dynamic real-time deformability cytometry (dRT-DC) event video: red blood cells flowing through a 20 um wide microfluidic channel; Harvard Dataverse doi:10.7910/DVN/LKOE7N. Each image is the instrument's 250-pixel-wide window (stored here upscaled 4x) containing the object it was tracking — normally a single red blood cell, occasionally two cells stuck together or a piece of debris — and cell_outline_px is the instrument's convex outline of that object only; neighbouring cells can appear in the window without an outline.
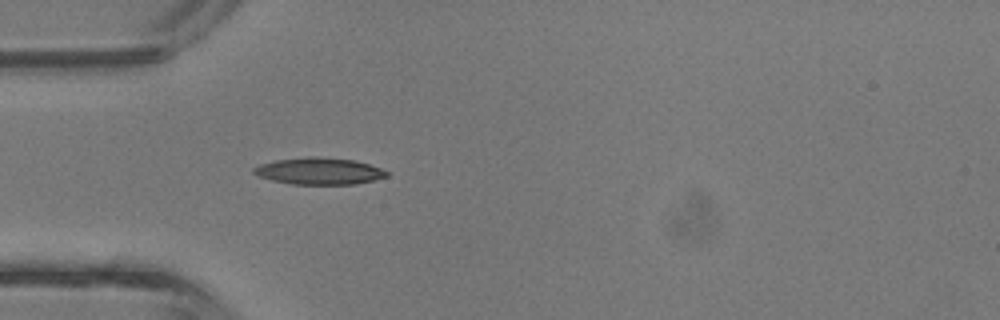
{"species": "common noctule bat (a hibernating species)", "species_latin": "Nyctalus noctula", "temperature_condition": "room temperature", "stored_images_in_passage": 31, "camera_frame_rate_fps": 3000, "um_per_image_px": 0.085, "animal": {"sex": "male", "body_mass_g": 13.3}, "frame": {"image": 1, "passage_image": 1, "time_ms": 0.0, "image_size_px": [1000, 320], "cell_outline_px": [[388, 176], [356, 184], [292, 184], [272, 180], [260, 176], [252, 172], [252, 168], [260, 164], [276, 160], [308, 156], [316, 156], [356, 160], [380, 168], [388, 172]], "centroid_in_image_um": [27.12, 14.53], "position_along_channel_um": 57.9, "area_um2": 20.69}}
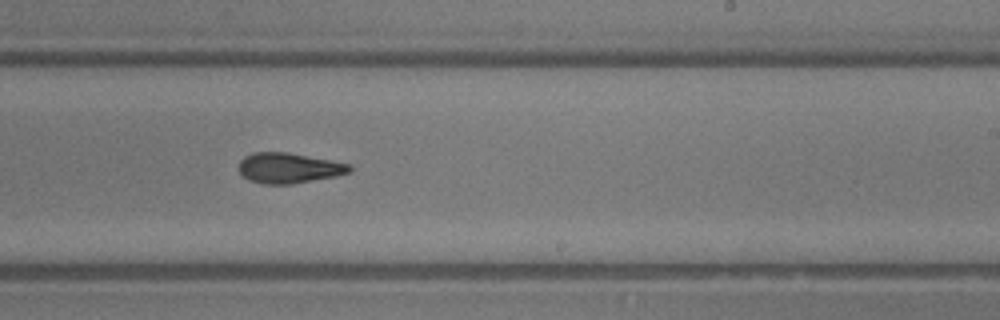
{"frame": {"image": 2, "passage_image": 14, "time_ms": 4.333, "image_size_px": [1000, 320], "cell_outline_px": [[352, 172], [336, 176], [292, 184], [264, 184], [248, 180], [240, 172], [240, 160], [244, 156], [256, 152], [288, 152], [332, 160], [348, 164], [352, 168]], "centroid_in_image_um": [24.57, 14.28], "position_along_channel_um": 264.4, "area_um2": 19.59}}
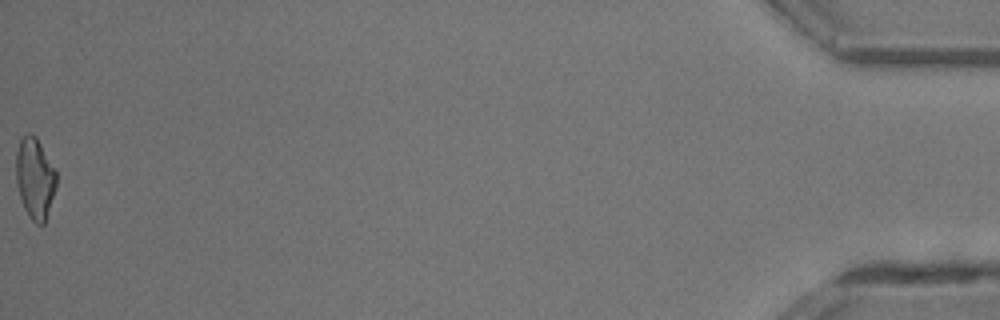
{"frame": {"image": 3, "passage_image": 31, "time_ms": 10.0, "image_size_px": [1000, 320], "cell_outline_px": [[56, 188], [44, 224], [36, 224], [28, 216], [24, 208], [16, 184], [16, 152], [20, 140], [28, 132], [32, 132], [36, 136], [56, 172]], "centroid_in_image_um": [2.96, 15.15], "position_along_channel_um": 432.2, "area_um2": 18.96}, "authors_computed_cell_mechanics": {"area_um2": 19.5942, "velocity_mm_per_s": 4.8517, "shape_relaxation_time_tau1_ms": 4.6003, "shape_relaxation_time_tau2_ms": 4.0243, "deformation_change_tau1": 0.1518, "deformation_change_tau2": 0.1483}}